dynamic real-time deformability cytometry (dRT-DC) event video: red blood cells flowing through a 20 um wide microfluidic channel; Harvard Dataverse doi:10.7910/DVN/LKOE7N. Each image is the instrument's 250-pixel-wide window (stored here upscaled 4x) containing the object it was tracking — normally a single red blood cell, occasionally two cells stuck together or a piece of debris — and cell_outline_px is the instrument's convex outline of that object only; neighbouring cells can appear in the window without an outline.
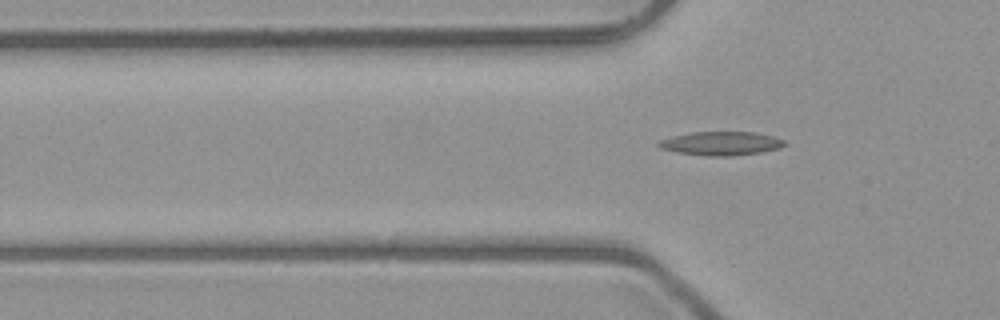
{"species": "common noctule bat (a hibernating species)", "species_latin": "Nyctalus noctula", "temperature_condition": "room temperature", "stored_images_in_passage": 6, "camera_frame_rate_fps": 3000, "um_per_image_px": 0.085, "animal": {"sex": "male", "body_mass_g": 23.1, "forearm_length_mm": 52.7}, "frame": {"image": 1, "passage_image": 6, "time_ms": 6.667, "image_size_px": [1000, 320], "cell_outline_px": [[784, 144], [780, 148], [764, 152], [732, 156], [708, 156], [676, 152], [660, 148], [656, 144], [660, 140], [672, 136], [692, 132], [756, 132], [772, 136], [784, 140]], "centroid_in_image_um": [61.28, 12.19], "position_along_channel_um": 64.5, "area_um2": 17.46}}